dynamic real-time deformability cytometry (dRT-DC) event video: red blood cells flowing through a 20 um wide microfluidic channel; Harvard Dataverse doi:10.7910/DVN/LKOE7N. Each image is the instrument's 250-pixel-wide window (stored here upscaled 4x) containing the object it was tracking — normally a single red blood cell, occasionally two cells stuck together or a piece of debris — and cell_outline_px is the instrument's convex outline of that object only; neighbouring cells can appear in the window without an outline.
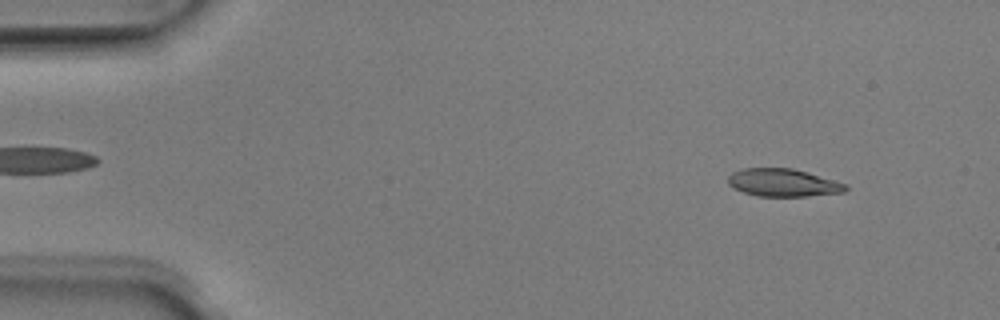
{"species": "Egyptian fruit bat (a non-hibernating species)", "species_latin": "Rousettus aegyptiacus", "temperature_condition": "room temperature", "stored_images_in_passage": 49, "camera_frame_rate_fps": 3000, "um_per_image_px": 0.085, "animal": {"sex": "male"}, "frame": {"image": 1, "passage_image": 4, "time_ms": 1.0, "image_size_px": [1000, 320], "cell_outline_px": [[848, 188], [844, 192], [808, 196], [756, 196], [732, 188], [728, 184], [728, 176], [732, 172], [744, 168], [792, 168], [808, 172], [848, 184]], "centroid_in_image_um": [66.56, 15.52], "position_along_channel_um": 18.4, "area_um2": 19.13}}
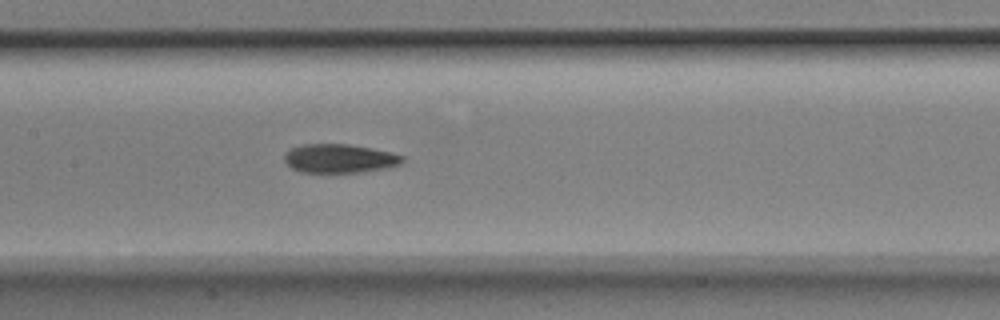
{"frame": {"image": 2, "passage_image": 23, "time_ms": 7.333, "image_size_px": [1000, 320], "cell_outline_px": [[404, 160], [400, 164], [384, 168], [360, 172], [300, 172], [292, 168], [284, 160], [284, 156], [292, 148], [304, 144], [348, 144], [372, 148], [404, 156]], "centroid_in_image_um": [28.85, 13.47], "position_along_channel_um": 178.5, "area_um2": 19.54}}
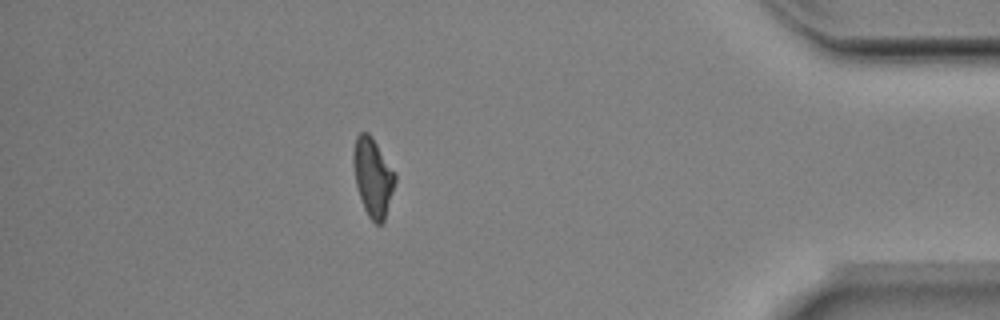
{"frame": {"image": 3, "passage_image": 43, "time_ms": 14.0, "image_size_px": [1000, 320], "cell_outline_px": [[396, 180], [384, 220], [380, 224], [376, 224], [368, 216], [364, 208], [356, 184], [352, 164], [352, 152], [356, 136], [360, 132], [368, 132], [372, 136], [396, 172]], "centroid_in_image_um": [31.69, 15.0], "position_along_channel_um": 403.5, "area_um2": 19.19}, "authors_computed_cell_mechanics": {"area_um2": 19.7676, "velocity_mm_per_s": 4.0191, "shape_relaxation_time_tau1_ms": 4.7392, "shape_relaxation_time_tau2_ms": 3.0223, "deformation_change_tau1": 0.1528, "deformation_change_tau2": 0.0998}}